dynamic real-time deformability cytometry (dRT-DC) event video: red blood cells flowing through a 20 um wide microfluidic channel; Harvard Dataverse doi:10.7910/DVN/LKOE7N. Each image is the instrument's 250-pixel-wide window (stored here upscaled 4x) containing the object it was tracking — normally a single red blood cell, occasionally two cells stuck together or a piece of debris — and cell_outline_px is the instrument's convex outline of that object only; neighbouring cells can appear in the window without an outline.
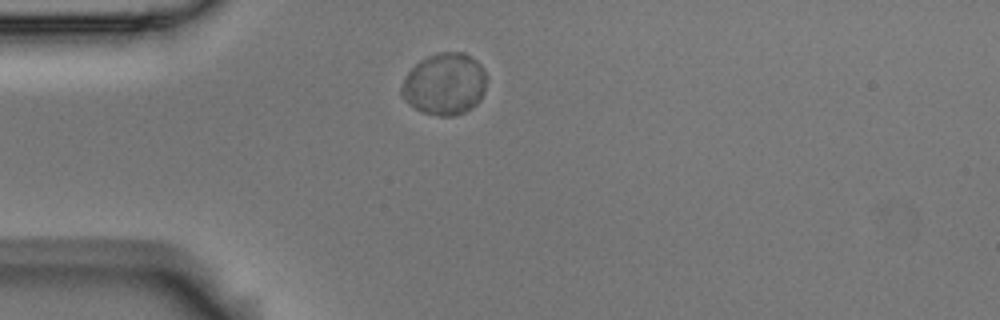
{"species": "Egyptian fruit bat (a non-hibernating species)", "species_latin": "Rousettus aegyptiacus", "temperature_condition": "room temperature", "stored_images_in_passage": 44, "camera_frame_rate_fps": 3000, "um_per_image_px": 0.085, "animal": {"sex": "male"}, "frame": {"image": 1, "passage_image": 1, "time_ms": 0.0, "image_size_px": [1000, 320], "cell_outline_px": [[488, 76], [484, 92], [480, 100], [472, 108], [464, 112], [452, 116], [440, 116], [424, 112], [408, 104], [404, 100], [400, 92], [400, 88], [408, 72], [420, 60], [428, 56], [440, 52], [464, 52], [472, 56], [484, 68]], "centroid_in_image_um": [37.82, 7.13], "position_along_channel_um": 47.2, "area_um2": 30.92}}
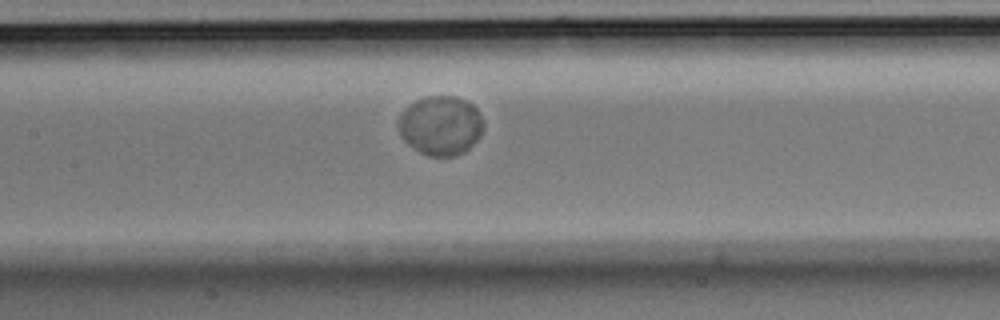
{"frame": {"image": 2, "passage_image": 13, "time_ms": 4.0, "image_size_px": [1000, 320], "cell_outline_px": [[484, 128], [480, 136], [464, 152], [456, 156], [428, 156], [420, 152], [408, 144], [404, 140], [396, 124], [396, 120], [404, 108], [408, 104], [416, 100], [428, 96], [456, 96], [472, 104], [476, 108], [484, 124]], "centroid_in_image_um": [37.42, 10.66], "position_along_channel_um": 170.0, "area_um2": 29.59}}
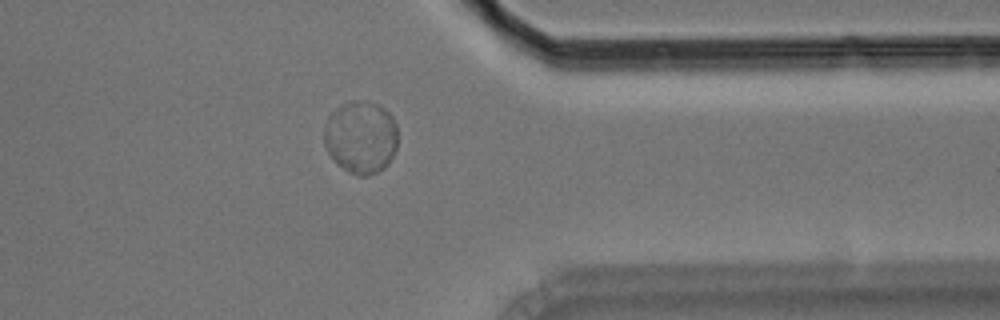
{"frame": {"image": 3, "passage_image": 32, "time_ms": 10.333, "image_size_px": [1000, 320], "cell_outline_px": [[396, 148], [388, 164], [384, 168], [368, 176], [356, 176], [336, 164], [332, 160], [324, 144], [324, 124], [328, 116], [340, 104], [352, 100], [360, 100], [376, 104], [384, 108], [392, 116], [396, 124]], "centroid_in_image_um": [30.64, 11.66], "position_along_channel_um": 380.8, "area_um2": 31.5}, "authors_computed_cell_mechanics": {"area_um2": 29.9982, "velocity_mm_per_s": 3.4466, "shape_relaxation_time_tau1_ms": 3.0454, "shape_relaxation_time_tau2_ms": null, "deformation_change_tau1": 0.0414, "deformation_change_tau2": null}}